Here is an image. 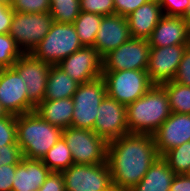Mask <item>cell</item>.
<instances>
[{"label": "cell", "instance_id": "obj_1", "mask_svg": "<svg viewBox=\"0 0 190 191\" xmlns=\"http://www.w3.org/2000/svg\"><path fill=\"white\" fill-rule=\"evenodd\" d=\"M160 157L152 134L128 133L108 142L107 163L114 187L129 191Z\"/></svg>", "mask_w": 190, "mask_h": 191}, {"label": "cell", "instance_id": "obj_2", "mask_svg": "<svg viewBox=\"0 0 190 191\" xmlns=\"http://www.w3.org/2000/svg\"><path fill=\"white\" fill-rule=\"evenodd\" d=\"M170 114L165 89L161 85H153L143 96L126 106L128 131L153 135Z\"/></svg>", "mask_w": 190, "mask_h": 191}, {"label": "cell", "instance_id": "obj_3", "mask_svg": "<svg viewBox=\"0 0 190 191\" xmlns=\"http://www.w3.org/2000/svg\"><path fill=\"white\" fill-rule=\"evenodd\" d=\"M16 135L23 157L42 159L60 139L62 129L33 111L16 116Z\"/></svg>", "mask_w": 190, "mask_h": 191}, {"label": "cell", "instance_id": "obj_4", "mask_svg": "<svg viewBox=\"0 0 190 191\" xmlns=\"http://www.w3.org/2000/svg\"><path fill=\"white\" fill-rule=\"evenodd\" d=\"M82 47L73 23L54 22L49 32L31 54L45 63L58 65L63 59Z\"/></svg>", "mask_w": 190, "mask_h": 191}, {"label": "cell", "instance_id": "obj_5", "mask_svg": "<svg viewBox=\"0 0 190 191\" xmlns=\"http://www.w3.org/2000/svg\"><path fill=\"white\" fill-rule=\"evenodd\" d=\"M102 78L107 95L126 106L139 99L154 85L147 70L102 71Z\"/></svg>", "mask_w": 190, "mask_h": 191}, {"label": "cell", "instance_id": "obj_6", "mask_svg": "<svg viewBox=\"0 0 190 191\" xmlns=\"http://www.w3.org/2000/svg\"><path fill=\"white\" fill-rule=\"evenodd\" d=\"M74 164H101L107 161L108 142L93 130L68 127L62 130Z\"/></svg>", "mask_w": 190, "mask_h": 191}, {"label": "cell", "instance_id": "obj_7", "mask_svg": "<svg viewBox=\"0 0 190 191\" xmlns=\"http://www.w3.org/2000/svg\"><path fill=\"white\" fill-rule=\"evenodd\" d=\"M54 23L49 12H14L9 35L23 53H31L51 29Z\"/></svg>", "mask_w": 190, "mask_h": 191}, {"label": "cell", "instance_id": "obj_8", "mask_svg": "<svg viewBox=\"0 0 190 191\" xmlns=\"http://www.w3.org/2000/svg\"><path fill=\"white\" fill-rule=\"evenodd\" d=\"M107 95L102 77L79 84L72 96L74 111L71 127L93 130L100 103Z\"/></svg>", "mask_w": 190, "mask_h": 191}, {"label": "cell", "instance_id": "obj_9", "mask_svg": "<svg viewBox=\"0 0 190 191\" xmlns=\"http://www.w3.org/2000/svg\"><path fill=\"white\" fill-rule=\"evenodd\" d=\"M65 191H108L113 187L109 165L72 164L61 172Z\"/></svg>", "mask_w": 190, "mask_h": 191}, {"label": "cell", "instance_id": "obj_10", "mask_svg": "<svg viewBox=\"0 0 190 191\" xmlns=\"http://www.w3.org/2000/svg\"><path fill=\"white\" fill-rule=\"evenodd\" d=\"M150 48L148 40L131 37L102 58V71L147 70Z\"/></svg>", "mask_w": 190, "mask_h": 191}, {"label": "cell", "instance_id": "obj_11", "mask_svg": "<svg viewBox=\"0 0 190 191\" xmlns=\"http://www.w3.org/2000/svg\"><path fill=\"white\" fill-rule=\"evenodd\" d=\"M27 91L25 82L13 67L1 69L0 103L7 114L19 116L35 110Z\"/></svg>", "mask_w": 190, "mask_h": 191}, {"label": "cell", "instance_id": "obj_12", "mask_svg": "<svg viewBox=\"0 0 190 191\" xmlns=\"http://www.w3.org/2000/svg\"><path fill=\"white\" fill-rule=\"evenodd\" d=\"M12 67L22 77L28 90V99L36 107L44 100L51 65L31 53H23Z\"/></svg>", "mask_w": 190, "mask_h": 191}, {"label": "cell", "instance_id": "obj_13", "mask_svg": "<svg viewBox=\"0 0 190 191\" xmlns=\"http://www.w3.org/2000/svg\"><path fill=\"white\" fill-rule=\"evenodd\" d=\"M93 131L107 142L128 134L126 105L106 95L98 108Z\"/></svg>", "mask_w": 190, "mask_h": 191}, {"label": "cell", "instance_id": "obj_14", "mask_svg": "<svg viewBox=\"0 0 190 191\" xmlns=\"http://www.w3.org/2000/svg\"><path fill=\"white\" fill-rule=\"evenodd\" d=\"M57 66L79 84L102 77V57L94 47L83 46Z\"/></svg>", "mask_w": 190, "mask_h": 191}, {"label": "cell", "instance_id": "obj_15", "mask_svg": "<svg viewBox=\"0 0 190 191\" xmlns=\"http://www.w3.org/2000/svg\"><path fill=\"white\" fill-rule=\"evenodd\" d=\"M187 46L189 45L150 48L147 73L154 85H161L174 79Z\"/></svg>", "mask_w": 190, "mask_h": 191}, {"label": "cell", "instance_id": "obj_16", "mask_svg": "<svg viewBox=\"0 0 190 191\" xmlns=\"http://www.w3.org/2000/svg\"><path fill=\"white\" fill-rule=\"evenodd\" d=\"M153 137L159 156L185 142H190V114L171 112Z\"/></svg>", "mask_w": 190, "mask_h": 191}, {"label": "cell", "instance_id": "obj_17", "mask_svg": "<svg viewBox=\"0 0 190 191\" xmlns=\"http://www.w3.org/2000/svg\"><path fill=\"white\" fill-rule=\"evenodd\" d=\"M131 38L126 17L118 14L103 16L96 34L94 48L103 58Z\"/></svg>", "mask_w": 190, "mask_h": 191}, {"label": "cell", "instance_id": "obj_18", "mask_svg": "<svg viewBox=\"0 0 190 191\" xmlns=\"http://www.w3.org/2000/svg\"><path fill=\"white\" fill-rule=\"evenodd\" d=\"M148 41L150 47L190 45L188 22L183 17L163 15Z\"/></svg>", "mask_w": 190, "mask_h": 191}, {"label": "cell", "instance_id": "obj_19", "mask_svg": "<svg viewBox=\"0 0 190 191\" xmlns=\"http://www.w3.org/2000/svg\"><path fill=\"white\" fill-rule=\"evenodd\" d=\"M51 172L41 159L22 157L16 166L12 191H38Z\"/></svg>", "mask_w": 190, "mask_h": 191}, {"label": "cell", "instance_id": "obj_20", "mask_svg": "<svg viewBox=\"0 0 190 191\" xmlns=\"http://www.w3.org/2000/svg\"><path fill=\"white\" fill-rule=\"evenodd\" d=\"M162 16L158 0H149L139 6L126 17L131 37L148 40Z\"/></svg>", "mask_w": 190, "mask_h": 191}, {"label": "cell", "instance_id": "obj_21", "mask_svg": "<svg viewBox=\"0 0 190 191\" xmlns=\"http://www.w3.org/2000/svg\"><path fill=\"white\" fill-rule=\"evenodd\" d=\"M34 111L51 125L63 130L72 125L74 102L72 98L43 100Z\"/></svg>", "mask_w": 190, "mask_h": 191}, {"label": "cell", "instance_id": "obj_22", "mask_svg": "<svg viewBox=\"0 0 190 191\" xmlns=\"http://www.w3.org/2000/svg\"><path fill=\"white\" fill-rule=\"evenodd\" d=\"M175 173L160 156L142 180L129 191H169Z\"/></svg>", "mask_w": 190, "mask_h": 191}, {"label": "cell", "instance_id": "obj_23", "mask_svg": "<svg viewBox=\"0 0 190 191\" xmlns=\"http://www.w3.org/2000/svg\"><path fill=\"white\" fill-rule=\"evenodd\" d=\"M79 83L68 76L57 65H51L48 73L44 100L72 98Z\"/></svg>", "mask_w": 190, "mask_h": 191}, {"label": "cell", "instance_id": "obj_24", "mask_svg": "<svg viewBox=\"0 0 190 191\" xmlns=\"http://www.w3.org/2000/svg\"><path fill=\"white\" fill-rule=\"evenodd\" d=\"M103 16L81 11L74 26L82 46L93 47Z\"/></svg>", "mask_w": 190, "mask_h": 191}, {"label": "cell", "instance_id": "obj_25", "mask_svg": "<svg viewBox=\"0 0 190 191\" xmlns=\"http://www.w3.org/2000/svg\"><path fill=\"white\" fill-rule=\"evenodd\" d=\"M41 161L52 172H62L74 164L72 152L62 136L56 144L48 150Z\"/></svg>", "mask_w": 190, "mask_h": 191}, {"label": "cell", "instance_id": "obj_26", "mask_svg": "<svg viewBox=\"0 0 190 191\" xmlns=\"http://www.w3.org/2000/svg\"><path fill=\"white\" fill-rule=\"evenodd\" d=\"M165 89L173 113L190 114V86L173 81L161 84Z\"/></svg>", "mask_w": 190, "mask_h": 191}, {"label": "cell", "instance_id": "obj_27", "mask_svg": "<svg viewBox=\"0 0 190 191\" xmlns=\"http://www.w3.org/2000/svg\"><path fill=\"white\" fill-rule=\"evenodd\" d=\"M80 12V0H50L49 13L56 23H74Z\"/></svg>", "mask_w": 190, "mask_h": 191}, {"label": "cell", "instance_id": "obj_28", "mask_svg": "<svg viewBox=\"0 0 190 191\" xmlns=\"http://www.w3.org/2000/svg\"><path fill=\"white\" fill-rule=\"evenodd\" d=\"M161 157L175 174H190V142L165 152Z\"/></svg>", "mask_w": 190, "mask_h": 191}, {"label": "cell", "instance_id": "obj_29", "mask_svg": "<svg viewBox=\"0 0 190 191\" xmlns=\"http://www.w3.org/2000/svg\"><path fill=\"white\" fill-rule=\"evenodd\" d=\"M23 54L15 40L8 34H0V67H12Z\"/></svg>", "mask_w": 190, "mask_h": 191}, {"label": "cell", "instance_id": "obj_30", "mask_svg": "<svg viewBox=\"0 0 190 191\" xmlns=\"http://www.w3.org/2000/svg\"><path fill=\"white\" fill-rule=\"evenodd\" d=\"M17 144L16 116L7 114L0 118V147Z\"/></svg>", "mask_w": 190, "mask_h": 191}, {"label": "cell", "instance_id": "obj_31", "mask_svg": "<svg viewBox=\"0 0 190 191\" xmlns=\"http://www.w3.org/2000/svg\"><path fill=\"white\" fill-rule=\"evenodd\" d=\"M80 11L102 16L115 14L114 0H80Z\"/></svg>", "mask_w": 190, "mask_h": 191}, {"label": "cell", "instance_id": "obj_32", "mask_svg": "<svg viewBox=\"0 0 190 191\" xmlns=\"http://www.w3.org/2000/svg\"><path fill=\"white\" fill-rule=\"evenodd\" d=\"M12 9L21 13L49 12L50 0H14Z\"/></svg>", "mask_w": 190, "mask_h": 191}, {"label": "cell", "instance_id": "obj_33", "mask_svg": "<svg viewBox=\"0 0 190 191\" xmlns=\"http://www.w3.org/2000/svg\"><path fill=\"white\" fill-rule=\"evenodd\" d=\"M158 3L163 15L182 17L190 5V0H158Z\"/></svg>", "mask_w": 190, "mask_h": 191}, {"label": "cell", "instance_id": "obj_34", "mask_svg": "<svg viewBox=\"0 0 190 191\" xmlns=\"http://www.w3.org/2000/svg\"><path fill=\"white\" fill-rule=\"evenodd\" d=\"M22 157L18 144H8L0 147V166L17 165L22 160Z\"/></svg>", "mask_w": 190, "mask_h": 191}, {"label": "cell", "instance_id": "obj_35", "mask_svg": "<svg viewBox=\"0 0 190 191\" xmlns=\"http://www.w3.org/2000/svg\"><path fill=\"white\" fill-rule=\"evenodd\" d=\"M172 81L182 85L190 86V45L184 50L179 68Z\"/></svg>", "mask_w": 190, "mask_h": 191}, {"label": "cell", "instance_id": "obj_36", "mask_svg": "<svg viewBox=\"0 0 190 191\" xmlns=\"http://www.w3.org/2000/svg\"><path fill=\"white\" fill-rule=\"evenodd\" d=\"M149 0H114L115 14L127 17Z\"/></svg>", "mask_w": 190, "mask_h": 191}, {"label": "cell", "instance_id": "obj_37", "mask_svg": "<svg viewBox=\"0 0 190 191\" xmlns=\"http://www.w3.org/2000/svg\"><path fill=\"white\" fill-rule=\"evenodd\" d=\"M38 191H65L62 173L51 172Z\"/></svg>", "mask_w": 190, "mask_h": 191}, {"label": "cell", "instance_id": "obj_38", "mask_svg": "<svg viewBox=\"0 0 190 191\" xmlns=\"http://www.w3.org/2000/svg\"><path fill=\"white\" fill-rule=\"evenodd\" d=\"M16 166L17 165L0 166V191H12Z\"/></svg>", "mask_w": 190, "mask_h": 191}, {"label": "cell", "instance_id": "obj_39", "mask_svg": "<svg viewBox=\"0 0 190 191\" xmlns=\"http://www.w3.org/2000/svg\"><path fill=\"white\" fill-rule=\"evenodd\" d=\"M14 12L12 6L0 3V34L9 33Z\"/></svg>", "mask_w": 190, "mask_h": 191}, {"label": "cell", "instance_id": "obj_40", "mask_svg": "<svg viewBox=\"0 0 190 191\" xmlns=\"http://www.w3.org/2000/svg\"><path fill=\"white\" fill-rule=\"evenodd\" d=\"M169 191H190V174H176Z\"/></svg>", "mask_w": 190, "mask_h": 191}, {"label": "cell", "instance_id": "obj_41", "mask_svg": "<svg viewBox=\"0 0 190 191\" xmlns=\"http://www.w3.org/2000/svg\"><path fill=\"white\" fill-rule=\"evenodd\" d=\"M187 22L190 21V5L187 7L185 14L182 16Z\"/></svg>", "mask_w": 190, "mask_h": 191}, {"label": "cell", "instance_id": "obj_42", "mask_svg": "<svg viewBox=\"0 0 190 191\" xmlns=\"http://www.w3.org/2000/svg\"><path fill=\"white\" fill-rule=\"evenodd\" d=\"M14 0H0V3L5 4L7 6H12Z\"/></svg>", "mask_w": 190, "mask_h": 191}, {"label": "cell", "instance_id": "obj_43", "mask_svg": "<svg viewBox=\"0 0 190 191\" xmlns=\"http://www.w3.org/2000/svg\"><path fill=\"white\" fill-rule=\"evenodd\" d=\"M6 115H7V113H6V111L3 109V107H2V105H1V103H0V118L3 117V116H6Z\"/></svg>", "mask_w": 190, "mask_h": 191}, {"label": "cell", "instance_id": "obj_44", "mask_svg": "<svg viewBox=\"0 0 190 191\" xmlns=\"http://www.w3.org/2000/svg\"><path fill=\"white\" fill-rule=\"evenodd\" d=\"M108 191H125V190H122V189H119V188L113 186Z\"/></svg>", "mask_w": 190, "mask_h": 191}, {"label": "cell", "instance_id": "obj_45", "mask_svg": "<svg viewBox=\"0 0 190 191\" xmlns=\"http://www.w3.org/2000/svg\"><path fill=\"white\" fill-rule=\"evenodd\" d=\"M188 30H189V41H190V21L188 22Z\"/></svg>", "mask_w": 190, "mask_h": 191}]
</instances>
